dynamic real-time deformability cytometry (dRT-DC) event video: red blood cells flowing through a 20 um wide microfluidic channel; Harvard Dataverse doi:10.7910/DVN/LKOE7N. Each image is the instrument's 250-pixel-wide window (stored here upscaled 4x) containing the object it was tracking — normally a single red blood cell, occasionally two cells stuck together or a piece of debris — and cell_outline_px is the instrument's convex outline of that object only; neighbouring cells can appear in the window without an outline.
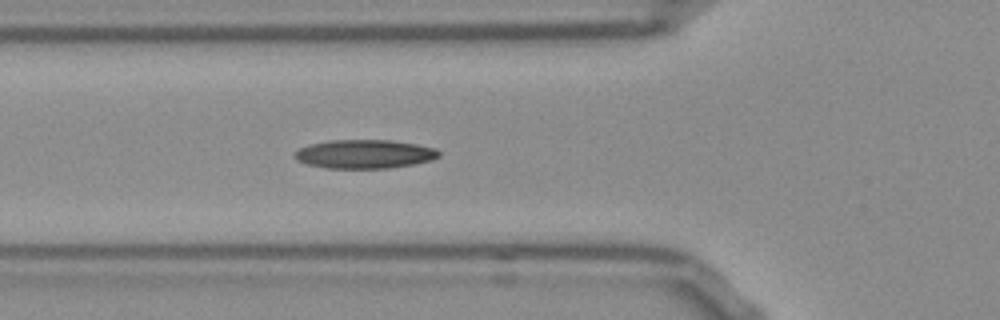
{"species": "Egyptian fruit bat (a non-hibernating species)", "species_latin": "Rousettus aegyptiacus", "temperature_condition": "room temperature", "stored_images_in_passage": 50, "camera_frame_rate_fps": 3000, "um_per_image_px": 0.085, "frame": {"image": 1, "passage_image": 15, "time_ms": 4.667, "image_size_px": [1000, 320], "cell_outline_px": [[440, 156], [432, 160], [412, 164], [388, 168], [324, 168], [308, 164], [296, 160], [292, 156], [292, 152], [308, 144], [328, 140], [388, 140], [416, 144], [436, 148], [440, 152]], "centroid_in_image_um": [30.94, 13.09], "position_along_channel_um": 94.9, "area_um2": 24.33}, "authors_computed_cell_mechanics": {"area_um2": 22.8599, "velocity_mm_per_s": 3.8144, "shape_relaxation_time_tau1_ms": null, "shape_relaxation_time_tau2_ms": 9.5442, "deformation_change_tau1": null, "deformation_change_tau2": 0.1835}}